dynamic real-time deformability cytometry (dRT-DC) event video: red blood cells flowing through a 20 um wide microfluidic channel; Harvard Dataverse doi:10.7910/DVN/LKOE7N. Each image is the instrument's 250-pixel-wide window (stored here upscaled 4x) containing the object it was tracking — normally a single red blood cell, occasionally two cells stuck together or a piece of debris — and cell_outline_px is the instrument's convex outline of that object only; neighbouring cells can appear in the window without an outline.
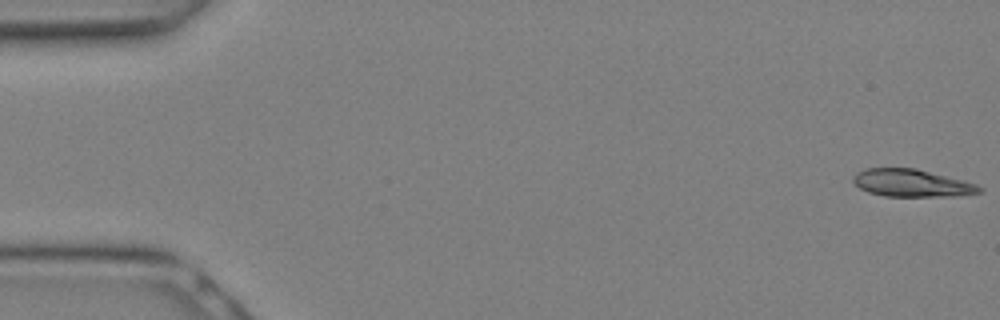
{"species": "Egyptian fruit bat (a non-hibernating species)", "species_latin": "Rousettus aegyptiacus", "temperature_condition": "warm", "stored_images_in_passage": 14, "camera_frame_rate_fps": 3000, "um_per_image_px": 0.085, "animal": {"sex": "female"}, "frame": {"image": 1, "passage_image": 1, "time_ms": 0.0, "image_size_px": [1000, 320], "cell_outline_px": [[984, 192], [956, 196], [884, 196], [868, 192], [860, 188], [852, 180], [856, 172], [868, 168], [916, 168], [964, 180], [976, 184], [984, 188]], "centroid_in_image_um": [77.54, 15.56], "position_along_channel_um": 7.5, "area_um2": 20.29}}
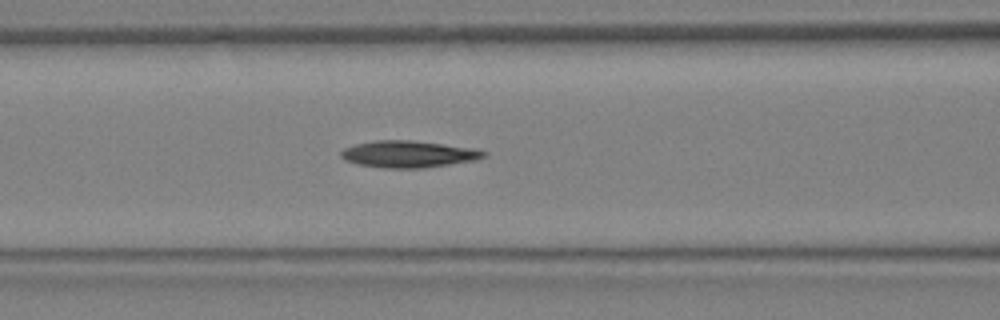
{"frame": {"image": 2, "passage_image": 12, "time_ms": 3.667, "image_size_px": [1000, 320], "cell_outline_px": [[488, 152], [484, 156], [476, 160], [424, 168], [384, 168], [356, 164], [344, 160], [340, 156], [340, 152], [344, 148], [356, 144], [376, 140], [408, 140], [476, 148]], "centroid_in_image_um": [34.7, 13.1], "position_along_channel_um": 131.9, "area_um2": 22.31}}
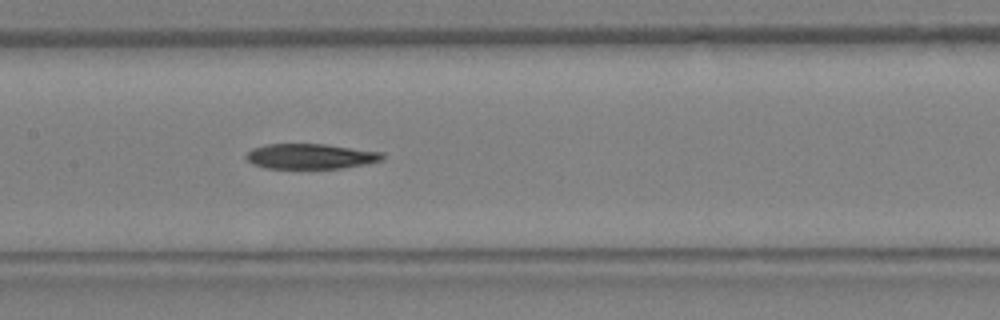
{"frame": {"image": 3, "passage_image": 14, "time_ms": 4.333, "image_size_px": [1000, 320], "cell_outline_px": [[384, 160], [364, 164], [340, 168], [264, 168], [252, 164], [244, 156], [252, 148], [264, 144], [324, 144], [384, 152]], "centroid_in_image_um": [26.38, 13.28], "position_along_channel_um": 181.0, "area_um2": 20.06}}